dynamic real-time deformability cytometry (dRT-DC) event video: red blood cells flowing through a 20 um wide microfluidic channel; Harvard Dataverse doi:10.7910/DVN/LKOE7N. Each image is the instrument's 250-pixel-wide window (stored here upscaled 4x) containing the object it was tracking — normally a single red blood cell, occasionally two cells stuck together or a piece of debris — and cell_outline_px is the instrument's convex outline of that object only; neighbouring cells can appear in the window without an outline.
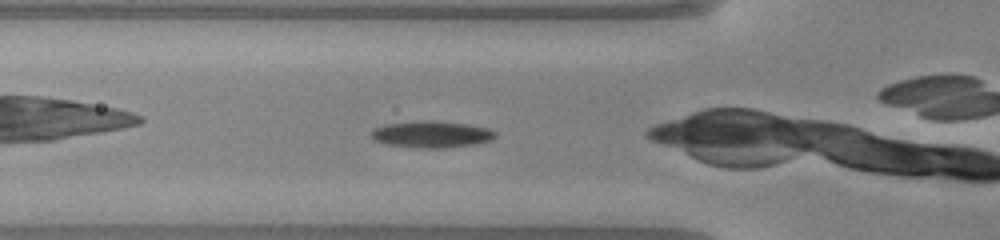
{"species": "common noctule bat (a hibernating species)", "species_latin": "Nyctalus noctula", "temperature_condition": "warm", "stored_images_in_passage": 33, "camera_frame_rate_fps": 3000, "um_per_image_px": 0.085, "animal": {"sex": "male", "body_mass_g": 20.0, "forearm_length_mm": 53.3}, "frame": {"image": 1, "passage_image": 6, "time_ms": 1.667, "image_size_px": [1000, 240], "cell_outline_px": [[496, 136], [488, 140], [472, 144], [444, 148], [420, 148], [388, 144], [376, 140], [372, 136], [372, 132], [376, 128], [384, 124], [464, 124], [488, 128], [496, 132]], "centroid_in_image_um": [36.72, 11.48], "position_along_channel_um": 89.1, "area_um2": 17.57}, "authors_computed_cell_mechanics": {"area_um2": 18.3804, "velocity_mm_per_s": 4.1036, "shape_relaxation_time_tau1_ms": 3.5062, "shape_relaxation_time_tau2_ms": 8.4946, "deformation_change_tau1": 0.1794, "deformation_change_tau2": 0.1166}}